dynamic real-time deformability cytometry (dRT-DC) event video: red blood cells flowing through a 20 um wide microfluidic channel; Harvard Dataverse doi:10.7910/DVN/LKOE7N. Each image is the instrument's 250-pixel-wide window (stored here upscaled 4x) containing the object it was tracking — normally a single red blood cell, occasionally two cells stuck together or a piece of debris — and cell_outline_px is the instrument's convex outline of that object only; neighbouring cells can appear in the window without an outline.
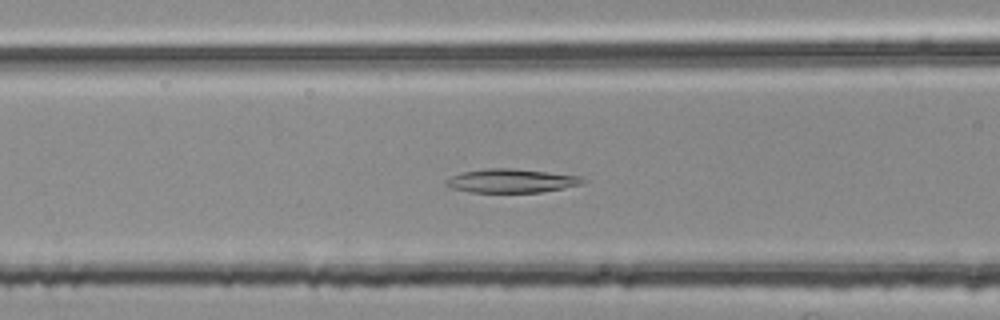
{"species": "common noctule bat (a hibernating species)", "species_latin": "Nyctalus noctula", "temperature_condition": "room temperature", "stored_images_in_passage": 36, "camera_frame_rate_fps": 3000, "um_per_image_px": 0.085, "animal": {"sex": "female", "body_mass_g": 25.1}, "frame": {"image": 1, "passage_image": 5, "time_ms": 1.333, "image_size_px": [1000, 320], "cell_outline_px": [[588, 180], [580, 184], [564, 188], [540, 192], [468, 192], [452, 188], [444, 184], [444, 180], [452, 176], [464, 172], [484, 168], [512, 168], [580, 176]], "centroid_in_image_um": [43.44, 15.37], "position_along_channel_um": 123.2, "area_um2": 18.84}}
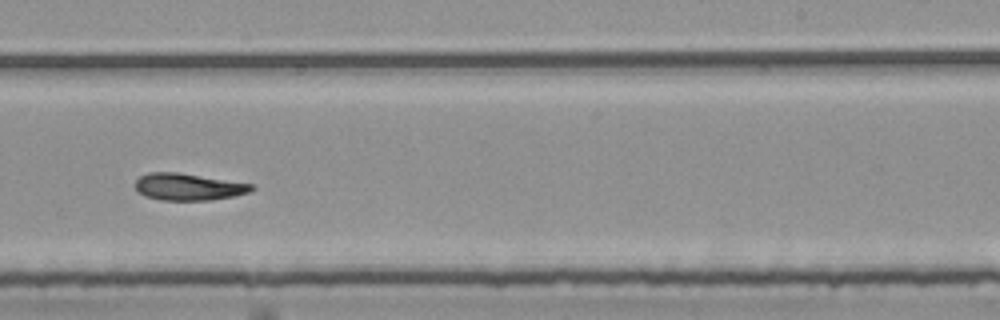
{"frame": {"image": 2, "passage_image": 17, "time_ms": 5.333, "image_size_px": [1000, 320], "cell_outline_px": [[256, 188], [248, 192], [236, 196], [212, 200], [160, 200], [144, 196], [136, 192], [132, 184], [140, 176], [148, 172], [176, 172], [252, 184]], "centroid_in_image_um": [15.94, 15.89], "position_along_channel_um": 273.1, "area_um2": 18.44}}
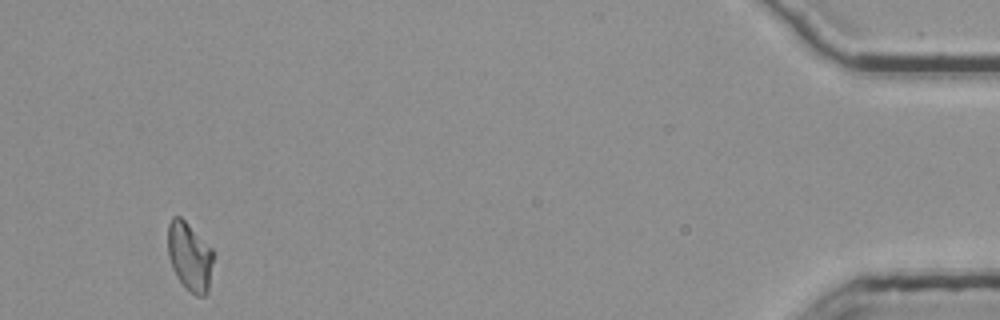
{"frame": {"image": 3, "passage_image": 35, "time_ms": 11.333, "image_size_px": [1000, 320], "cell_outline_px": [[216, 256], [208, 292], [204, 296], [196, 296], [184, 288], [176, 276], [172, 268], [168, 256], [168, 224], [172, 216], [180, 216], [212, 248]], "centroid_in_image_um": [16.15, 21.84], "position_along_channel_um": 419.0, "area_um2": 18.73}}